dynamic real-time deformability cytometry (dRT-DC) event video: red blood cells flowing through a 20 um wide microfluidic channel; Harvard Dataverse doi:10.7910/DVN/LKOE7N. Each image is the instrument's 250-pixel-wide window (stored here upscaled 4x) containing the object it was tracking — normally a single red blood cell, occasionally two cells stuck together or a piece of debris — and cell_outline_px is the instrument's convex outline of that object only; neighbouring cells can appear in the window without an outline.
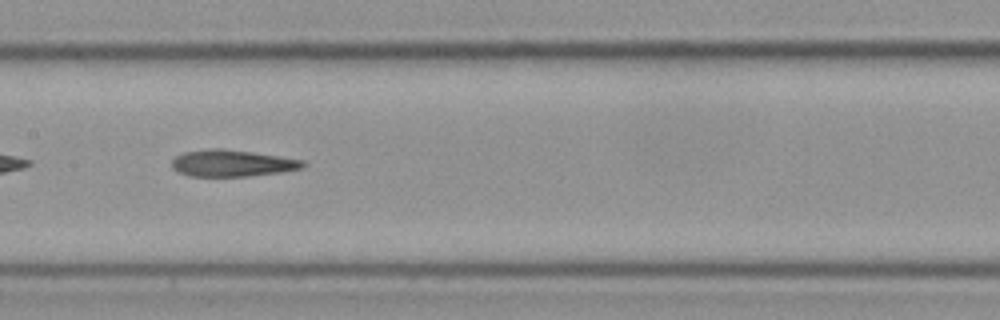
{"species": "Egyptian fruit bat (a non-hibernating species)", "species_latin": "Rousettus aegyptiacus", "temperature_condition": "cold", "stored_images_in_passage": 30, "camera_frame_rate_fps": 3000, "um_per_image_px": 0.085, "frame": {"image": 1, "passage_image": 18, "time_ms": 5.667, "image_size_px": [1000, 320], "cell_outline_px": [[308, 164], [300, 168], [280, 172], [244, 176], [192, 176], [180, 172], [172, 168], [172, 160], [176, 156], [184, 152], [212, 148], [220, 148], [304, 160]], "centroid_in_image_um": [19.71, 13.87], "position_along_channel_um": 187.7, "area_um2": 19.94}}